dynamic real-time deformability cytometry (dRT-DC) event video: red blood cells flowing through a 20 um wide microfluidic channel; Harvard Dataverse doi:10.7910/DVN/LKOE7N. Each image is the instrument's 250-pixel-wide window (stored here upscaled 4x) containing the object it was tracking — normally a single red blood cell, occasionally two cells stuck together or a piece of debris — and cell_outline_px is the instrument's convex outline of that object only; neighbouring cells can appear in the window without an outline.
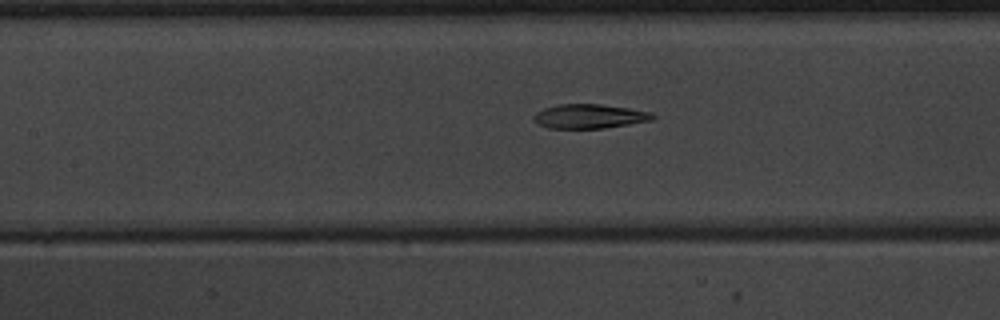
{"species": "common noctule bat (a hibernating species)", "species_latin": "Nyctalus noctula", "temperature_condition": "warm", "stored_images_in_passage": 51, "camera_frame_rate_fps": 3000, "um_per_image_px": 0.085, "animal": {"sex": "male", "body_mass_g": 20.1, "forearm_length_mm": 53.5}, "frame": {"image": 1, "passage_image": 24, "time_ms": 7.667, "image_size_px": [1000, 320], "cell_outline_px": [[656, 116], [652, 120], [604, 128], [548, 128], [540, 124], [532, 116], [536, 112], [544, 108], [556, 104], [600, 104], [628, 108], [652, 112]], "centroid_in_image_um": [50.11, 9.87], "position_along_channel_um": 157.3, "area_um2": 16.7}}
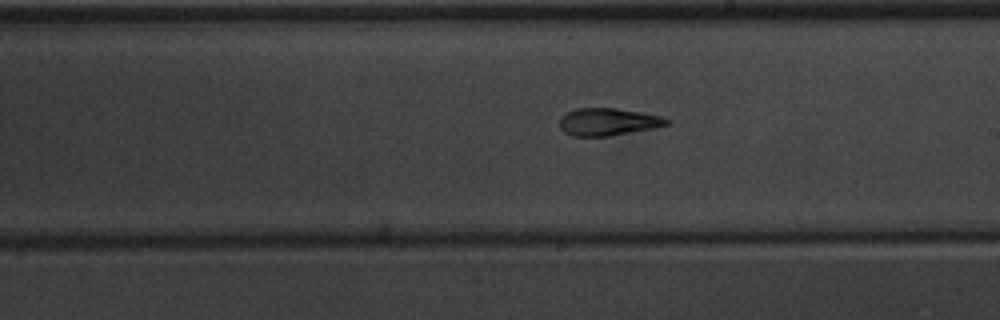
{"frame": {"image": 2, "passage_image": 30, "time_ms": 9.667, "image_size_px": [1000, 320], "cell_outline_px": [[672, 120], [668, 124], [656, 128], [608, 136], [572, 136], [564, 132], [560, 128], [560, 116], [576, 108], [616, 108], [640, 112], [660, 116]], "centroid_in_image_um": [51.68, 10.36], "position_along_channel_um": 237.3, "area_um2": 17.17}}
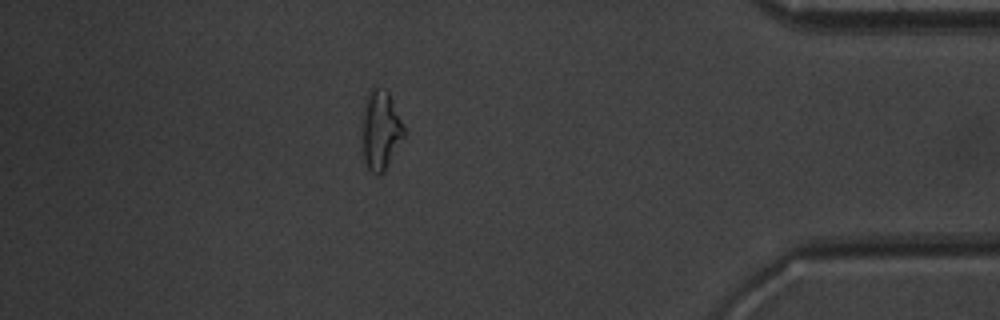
{"frame": {"image": 3, "passage_image": 45, "time_ms": 14.667, "image_size_px": [1000, 320], "cell_outline_px": [[404, 136], [384, 172], [376, 176], [368, 168], [364, 160], [364, 100], [368, 88], [376, 88], [388, 92], [404, 128]], "centroid_in_image_um": [32.35, 11.07], "position_along_channel_um": 402.8, "area_um2": 18.67}, "authors_computed_cell_mechanics": {"area_um2": 18.6694, "velocity_mm_per_s": 4.0078, "shape_relaxation_time_tau1_ms": null, "shape_relaxation_time_tau2_ms": 2.9194, "deformation_change_tau1": null, "deformation_change_tau2": 0.1046}}